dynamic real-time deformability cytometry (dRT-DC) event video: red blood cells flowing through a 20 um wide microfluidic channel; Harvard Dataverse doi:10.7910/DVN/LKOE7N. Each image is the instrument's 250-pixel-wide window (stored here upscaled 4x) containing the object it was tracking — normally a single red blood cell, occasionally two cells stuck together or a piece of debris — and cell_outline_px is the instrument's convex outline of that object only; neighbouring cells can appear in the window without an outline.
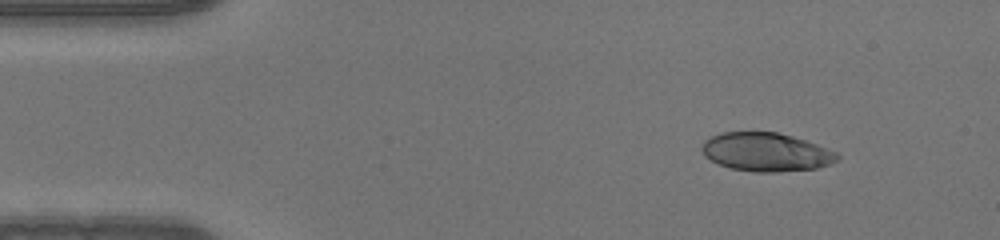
{"species": "human", "species_latin": "Homo sapiens", "temperature_condition": "warm", "stored_images_in_passage": 46, "camera_frame_rate_fps": 3000, "um_per_image_px": 0.085, "donor": {"sex": "male"}, "frame": {"image": 1, "passage_image": 2, "time_ms": 0.333, "image_size_px": [1000, 240], "cell_outline_px": [[840, 156], [836, 160], [828, 164], [816, 168], [776, 172], [756, 172], [732, 168], [720, 164], [704, 156], [700, 148], [704, 140], [720, 132], [776, 132], [792, 136], [816, 144], [836, 152]], "centroid_in_image_um": [65.08, 12.92], "position_along_channel_um": 19.9, "area_um2": 30.17}}
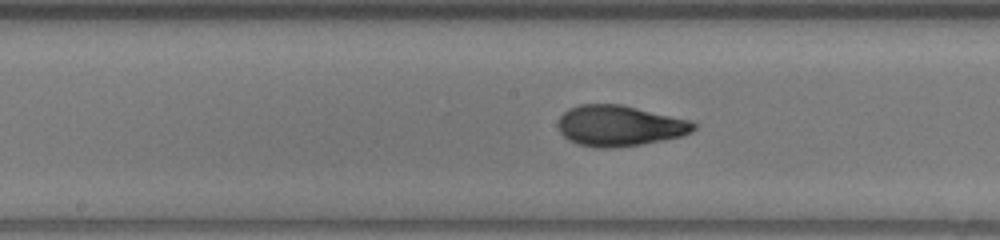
{"frame": {"image": 2, "passage_image": 21, "time_ms": 6.667, "image_size_px": [1000, 240], "cell_outline_px": [[696, 128], [692, 132], [680, 136], [664, 140], [644, 144], [612, 148], [600, 148], [576, 144], [568, 140], [560, 132], [556, 124], [560, 116], [568, 108], [580, 104], [620, 104], [692, 120], [696, 124]], "centroid_in_image_um": [52.65, 10.69], "position_along_channel_um": 195.6, "area_um2": 32.54}}
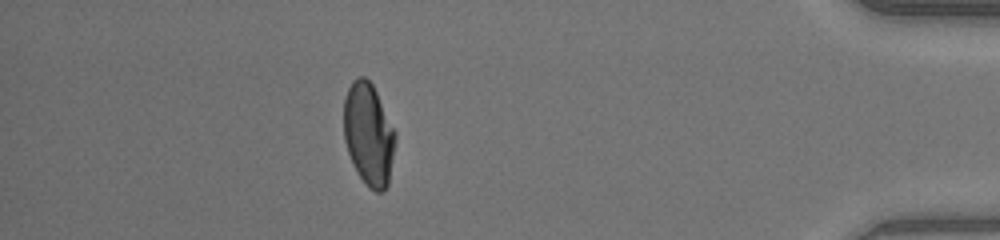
{"frame": {"image": 3, "passage_image": 40, "time_ms": 13.0, "image_size_px": [1000, 240], "cell_outline_px": [[396, 140], [388, 184], [384, 192], [376, 192], [368, 188], [364, 184], [356, 172], [348, 152], [344, 140], [344, 100], [348, 88], [352, 80], [356, 76], [364, 76], [372, 84], [396, 132]], "centroid_in_image_um": [31.33, 11.44], "position_along_channel_um": 403.9, "area_um2": 30.98}}